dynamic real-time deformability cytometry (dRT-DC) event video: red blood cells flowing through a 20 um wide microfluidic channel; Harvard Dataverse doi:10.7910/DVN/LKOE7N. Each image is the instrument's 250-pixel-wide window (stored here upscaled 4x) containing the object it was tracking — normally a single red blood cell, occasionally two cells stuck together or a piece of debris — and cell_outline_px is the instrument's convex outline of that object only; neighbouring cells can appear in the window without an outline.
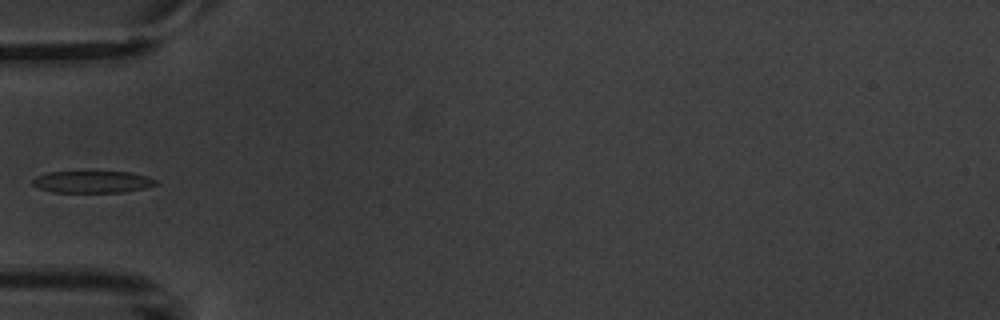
{"species": "common noctule bat (a hibernating species)", "species_latin": "Nyctalus noctula", "temperature_condition": "warm", "stored_images_in_passage": 6, "camera_frame_rate_fps": 3000, "um_per_image_px": 0.085, "animal": {"sex": "male", "body_mass_g": 20.1, "forearm_length_mm": 53.5}, "frame": {"image": 1, "passage_image": 5, "time_ms": 5.667, "image_size_px": [1000, 320], "cell_outline_px": [[160, 184], [144, 188], [124, 192], [52, 192], [40, 188], [32, 184], [32, 180], [36, 176], [48, 172], [132, 172], [156, 180]], "centroid_in_image_um": [7.86, 15.46], "position_along_channel_um": 77.1, "area_um2": 15.66}}